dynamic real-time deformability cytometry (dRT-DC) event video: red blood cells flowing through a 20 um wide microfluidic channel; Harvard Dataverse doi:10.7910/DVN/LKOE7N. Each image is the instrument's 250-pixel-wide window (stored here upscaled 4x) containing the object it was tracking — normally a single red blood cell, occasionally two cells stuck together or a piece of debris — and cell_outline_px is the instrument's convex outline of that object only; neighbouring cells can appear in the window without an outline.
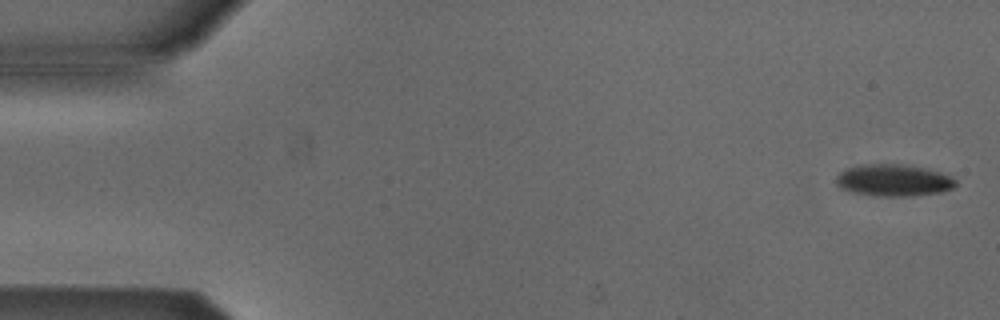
{"species": "Egyptian fruit bat (a non-hibernating species)", "species_latin": "Rousettus aegyptiacus", "temperature_condition": "cold", "stored_images_in_passage": 4, "camera_frame_rate_fps": 3000, "um_per_image_px": 0.085, "animal": {"sex": "male"}, "frame": {"image": 1, "passage_image": 1, "time_ms": 0.0, "image_size_px": [1000, 320], "cell_outline_px": [[956, 184], [952, 188], [944, 192], [912, 196], [884, 196], [852, 192], [840, 188], [836, 184], [836, 176], [840, 172], [856, 164], [900, 164], [924, 168], [940, 172], [952, 176], [956, 180]], "centroid_in_image_um": [75.96, 15.32], "position_along_channel_um": 9.0, "area_um2": 22.31}}